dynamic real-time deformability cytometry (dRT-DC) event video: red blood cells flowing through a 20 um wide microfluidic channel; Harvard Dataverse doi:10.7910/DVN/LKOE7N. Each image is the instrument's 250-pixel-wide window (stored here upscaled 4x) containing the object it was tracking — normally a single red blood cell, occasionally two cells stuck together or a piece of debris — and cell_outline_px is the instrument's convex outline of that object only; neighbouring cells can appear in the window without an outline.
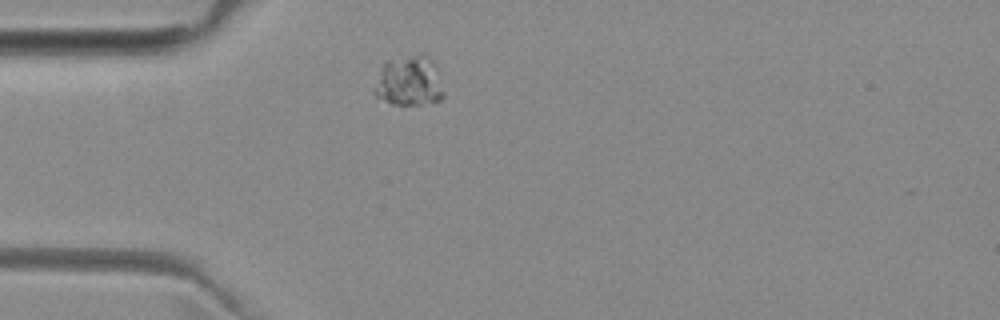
{"species": "common noctule bat (a hibernating species)", "species_latin": "Nyctalus noctula", "temperature_condition": "room temperature", "stored_images_in_passage": 1, "camera_frame_rate_fps": 3000, "um_per_image_px": 0.085, "animal": {"sex": "female", "body_mass_g": 29.2, "forearm_length_mm": 56.3}, "frame": {"image": 1, "passage_image": 1, "time_ms": 0.0, "image_size_px": [1000, 320], "cell_outline_px": [[444, 96], [440, 100], [420, 104], [392, 104], [376, 96], [372, 92], [372, 88], [380, 68], [384, 60], [420, 52], [424, 52], [436, 64], [444, 92]], "centroid_in_image_um": [34.75, 6.84], "position_along_channel_um": 50.2, "area_um2": 20.92}}